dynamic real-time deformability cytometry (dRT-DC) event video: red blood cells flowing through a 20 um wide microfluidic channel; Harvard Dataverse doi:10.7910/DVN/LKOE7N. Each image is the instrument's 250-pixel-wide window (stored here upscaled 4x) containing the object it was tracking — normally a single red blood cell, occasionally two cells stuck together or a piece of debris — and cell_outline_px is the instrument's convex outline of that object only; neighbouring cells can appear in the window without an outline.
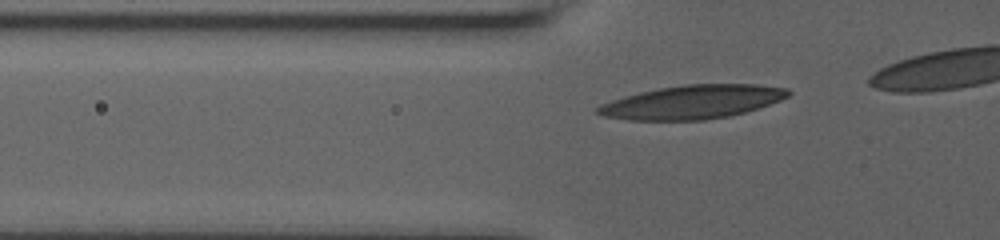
{"species": "human", "species_latin": "Homo sapiens", "temperature_condition": "room temperature", "stored_images_in_passage": 26, "camera_frame_rate_fps": 3000, "um_per_image_px": 0.085, "donor": {"sex": "male"}, "frame": {"image": 1, "passage_image": 15, "time_ms": 2.0, "image_size_px": [1000, 240], "cell_outline_px": [[792, 92], [788, 96], [780, 100], [760, 108], [728, 116], [704, 120], [628, 120], [604, 116], [596, 112], [596, 108], [600, 104], [624, 96], [640, 92], [660, 88], [684, 84], [760, 84], [788, 88]], "centroid_in_image_um": [58.88, 8.66], "position_along_channel_um": 66.9, "area_um2": 37.4}}